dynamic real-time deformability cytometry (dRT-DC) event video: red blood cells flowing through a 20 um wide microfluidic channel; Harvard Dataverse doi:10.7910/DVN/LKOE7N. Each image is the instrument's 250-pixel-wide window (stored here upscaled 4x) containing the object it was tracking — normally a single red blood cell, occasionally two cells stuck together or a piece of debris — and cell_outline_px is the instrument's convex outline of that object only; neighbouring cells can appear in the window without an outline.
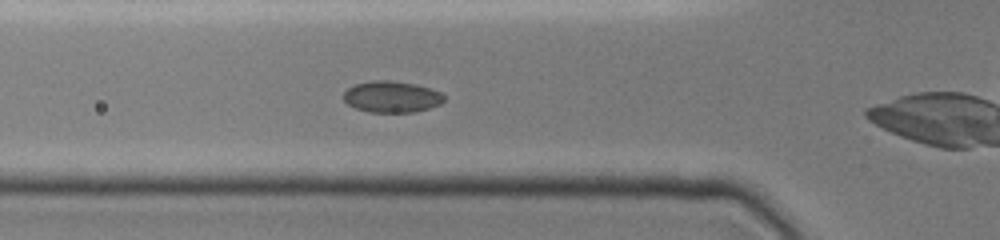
{"species": "common noctule bat (a hibernating species)", "species_latin": "Nyctalus noctula", "temperature_condition": "cold", "stored_images_in_passage": 16, "camera_frame_rate_fps": 3000, "um_per_image_px": 0.085, "animal": {"sex": "female", "body_mass_g": 19.0, "forearm_length_mm": 51.5}, "frame": {"image": 1, "passage_image": 3, "time_ms": 1.0, "image_size_px": [1000, 240], "cell_outline_px": [[444, 100], [440, 104], [428, 108], [412, 112], [368, 112], [356, 108], [348, 104], [344, 100], [344, 92], [348, 88], [356, 84], [372, 80], [388, 80], [416, 84], [440, 92], [444, 96]], "centroid_in_image_um": [33.28, 8.22], "position_along_channel_um": 92.5, "area_um2": 18.21}}
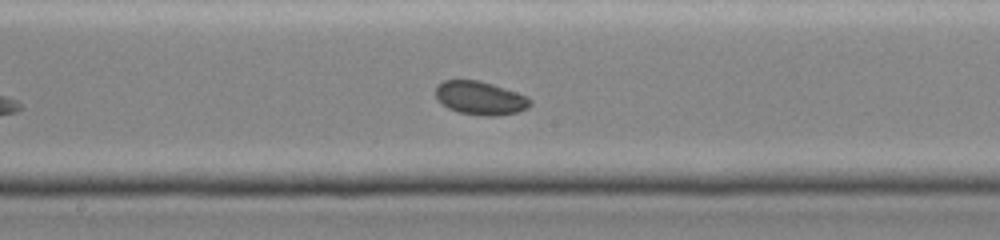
{"frame": {"image": 2, "passage_image": 9, "time_ms": 4.0, "image_size_px": [1000, 240], "cell_outline_px": [[532, 104], [528, 108], [516, 112], [496, 116], [484, 116], [460, 112], [448, 108], [436, 100], [436, 84], [444, 80], [476, 80], [492, 84], [528, 96], [532, 100]], "centroid_in_image_um": [40.81, 8.33], "position_along_channel_um": 207.4, "area_um2": 18.5}}
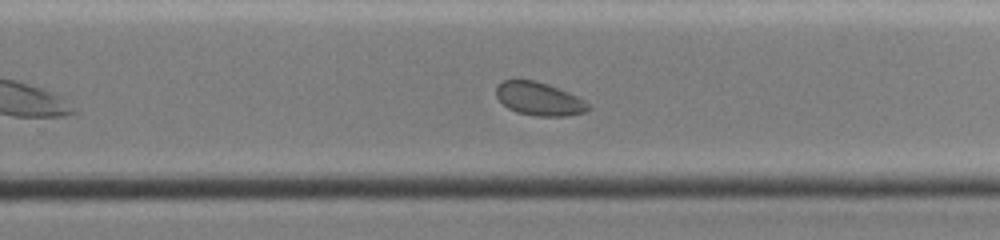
{"frame": {"image": 3, "passage_image": 13, "time_ms": 6.0, "image_size_px": [1000, 240], "cell_outline_px": [[588, 108], [584, 112], [564, 116], [536, 116], [516, 112], [508, 108], [496, 96], [496, 88], [504, 80], [536, 80], [548, 84], [568, 92], [584, 100], [588, 104]], "centroid_in_image_um": [45.8, 8.4], "position_along_channel_um": 284.0, "area_um2": 17.57}}